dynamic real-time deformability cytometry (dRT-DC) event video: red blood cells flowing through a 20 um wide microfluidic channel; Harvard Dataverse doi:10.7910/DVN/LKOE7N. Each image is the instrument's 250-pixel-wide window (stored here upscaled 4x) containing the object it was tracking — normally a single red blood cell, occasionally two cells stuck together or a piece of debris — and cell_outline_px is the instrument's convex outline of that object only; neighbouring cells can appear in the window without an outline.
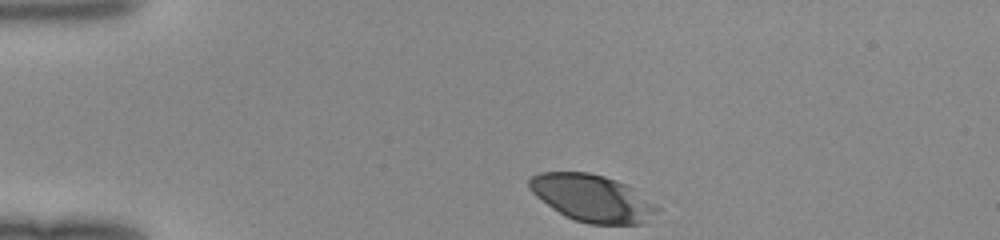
{"species": "human", "species_latin": "Homo sapiens", "temperature_condition": "room temperature", "stored_images_in_passage": 31, "camera_frame_rate_fps": 3000, "um_per_image_px": 0.085, "donor": {"sex": "female"}, "frame": {"image": 1, "passage_image": 1, "time_ms": 0.0, "image_size_px": [1000, 240], "cell_outline_px": [[660, 208], [656, 212], [640, 224], [588, 224], [564, 216], [552, 208], [536, 196], [528, 188], [528, 180], [532, 176], [540, 172], [588, 172], [604, 176], [616, 180], [632, 188]], "centroid_in_image_um": [50.28, 16.83], "position_along_channel_um": 34.7, "area_um2": 34.68}}
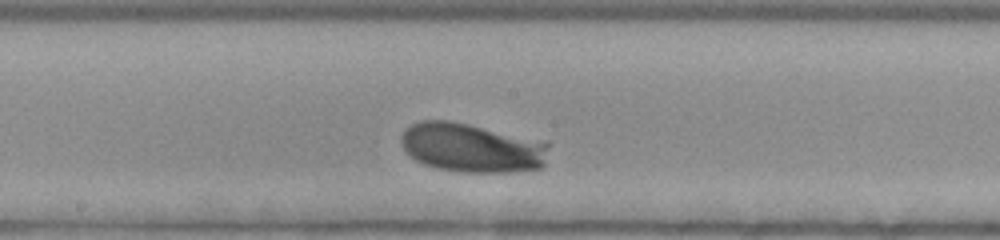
{"frame": {"image": 2, "passage_image": 18, "time_ms": 5.667, "image_size_px": [1000, 240], "cell_outline_px": [[552, 144], [544, 164], [540, 168], [516, 172], [460, 172], [436, 168], [424, 164], [416, 160], [400, 144], [400, 140], [404, 132], [412, 124], [420, 120], [448, 120], [548, 140]], "centroid_in_image_um": [40.2, 12.55], "position_along_channel_um": 208.0, "area_um2": 42.89}}
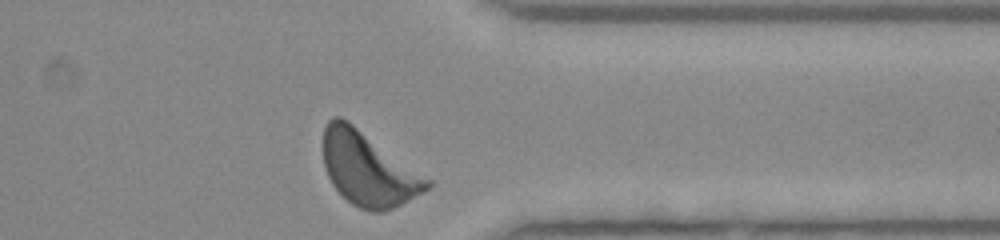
{"frame": {"image": 3, "passage_image": 31, "time_ms": 10.0, "image_size_px": [1000, 240], "cell_outline_px": [[432, 184], [428, 188], [408, 200], [384, 212], [372, 212], [360, 208], [352, 204], [332, 184], [324, 168], [324, 128], [328, 120], [332, 116], [340, 116], [348, 120], [432, 180]], "centroid_in_image_um": [31.29, 14.34], "position_along_channel_um": 380.1, "area_um2": 44.27}}